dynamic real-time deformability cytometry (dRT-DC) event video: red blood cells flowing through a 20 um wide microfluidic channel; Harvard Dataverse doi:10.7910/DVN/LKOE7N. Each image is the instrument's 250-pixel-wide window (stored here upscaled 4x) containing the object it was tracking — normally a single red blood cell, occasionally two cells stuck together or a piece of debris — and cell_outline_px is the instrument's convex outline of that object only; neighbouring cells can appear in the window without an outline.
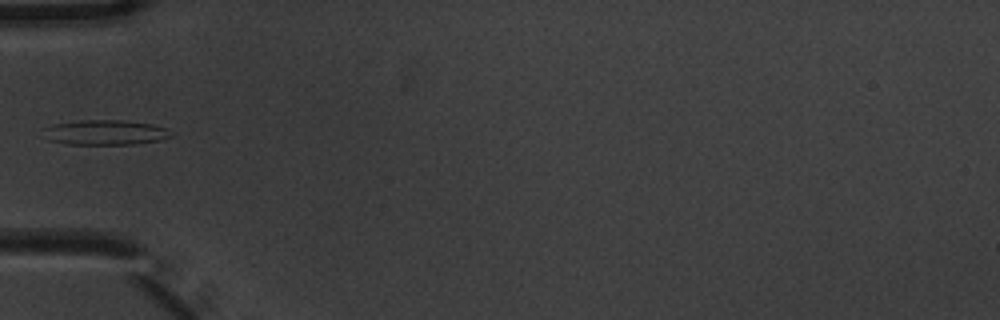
{"species": "common noctule bat (a hibernating species)", "species_latin": "Nyctalus noctula", "temperature_condition": "warm", "stored_images_in_passage": 5, "camera_frame_rate_fps": 3000, "um_per_image_px": 0.085, "animal": {"sex": "male", "body_mass_g": 20.1, "forearm_length_mm": 53.5}, "frame": {"image": 1, "passage_image": 5, "time_ms": 1.333, "image_size_px": [1000, 320], "cell_outline_px": [[172, 136], [160, 140], [132, 144], [68, 144], [48, 140], [40, 128], [52, 124], [80, 120], [120, 120], [152, 124], [168, 128]], "centroid_in_image_um": [8.89, 11.25], "position_along_channel_um": 76.1, "area_um2": 18.67}}